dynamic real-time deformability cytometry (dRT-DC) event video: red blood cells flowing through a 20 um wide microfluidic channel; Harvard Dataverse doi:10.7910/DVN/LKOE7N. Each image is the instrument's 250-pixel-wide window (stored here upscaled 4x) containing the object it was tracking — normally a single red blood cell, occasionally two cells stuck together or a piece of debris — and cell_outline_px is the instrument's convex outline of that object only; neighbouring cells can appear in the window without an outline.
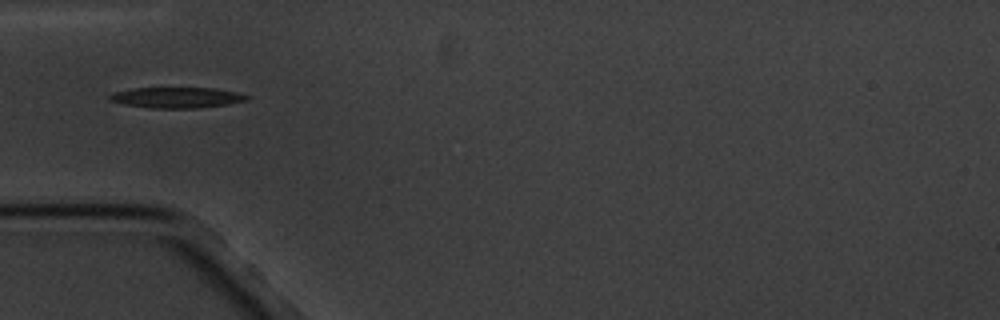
{"species": "common noctule bat (a hibernating species)", "species_latin": "Nyctalus noctula", "temperature_condition": "cold", "stored_images_in_passage": 11, "segment_of_instrument_passage": [2, 2], "camera_frame_rate_fps": 3000, "um_per_image_px": 0.085, "animal": {"sex": "male", "body_mass_g": 20.1, "forearm_length_mm": 53.5}, "frame": {"image": 1, "passage_image": 6, "time_ms": 5.667, "image_size_px": [1000, 320], "cell_outline_px": [[248, 100], [228, 104], [196, 108], [148, 108], [124, 104], [108, 100], [108, 96], [116, 92], [132, 88], [216, 88], [236, 92], [248, 96]], "centroid_in_image_um": [15.01, 8.29], "position_along_channel_um": 70.0, "area_um2": 16.47}}
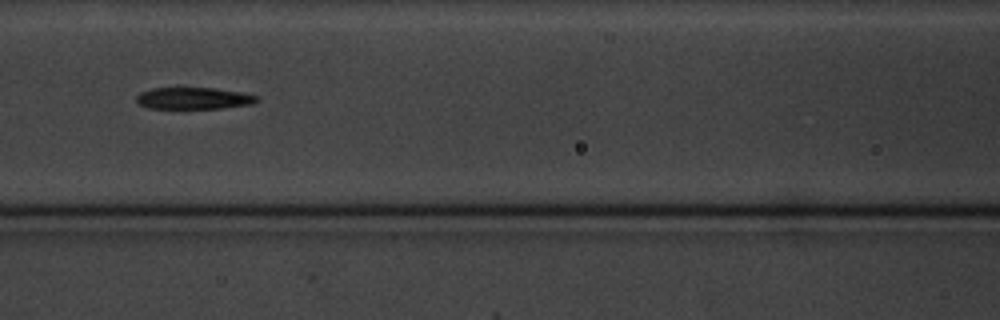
{"frame": {"image": 2, "passage_image": 8, "time_ms": 8.0, "image_size_px": [1000, 320], "cell_outline_px": [[260, 100], [252, 104], [224, 108], [148, 108], [140, 104], [136, 100], [136, 96], [140, 92], [152, 88], [216, 88], [240, 92], [256, 96]], "centroid_in_image_um": [16.46, 8.35], "position_along_channel_um": 150.1, "area_um2": 15.2}}
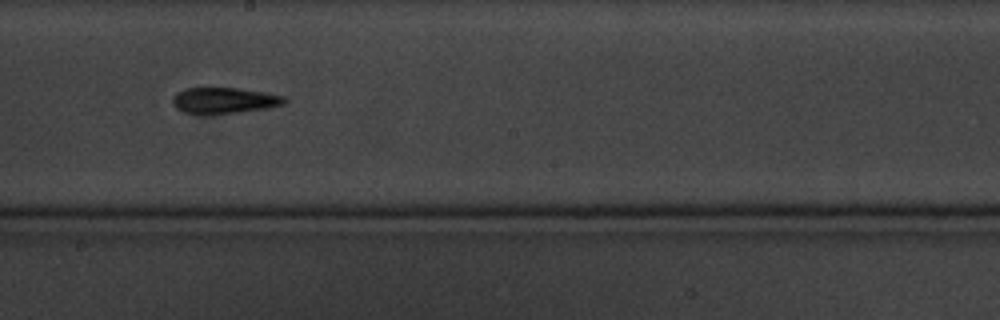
{"frame": {"image": 3, "passage_image": 10, "time_ms": 10.333, "image_size_px": [1000, 320], "cell_outline_px": [[288, 100], [284, 104], [268, 108], [240, 112], [184, 112], [176, 108], [172, 104], [172, 96], [176, 92], [184, 88], [240, 88], [264, 92], [284, 96]], "centroid_in_image_um": [19.07, 8.5], "position_along_channel_um": 229.1, "area_um2": 16.65}}